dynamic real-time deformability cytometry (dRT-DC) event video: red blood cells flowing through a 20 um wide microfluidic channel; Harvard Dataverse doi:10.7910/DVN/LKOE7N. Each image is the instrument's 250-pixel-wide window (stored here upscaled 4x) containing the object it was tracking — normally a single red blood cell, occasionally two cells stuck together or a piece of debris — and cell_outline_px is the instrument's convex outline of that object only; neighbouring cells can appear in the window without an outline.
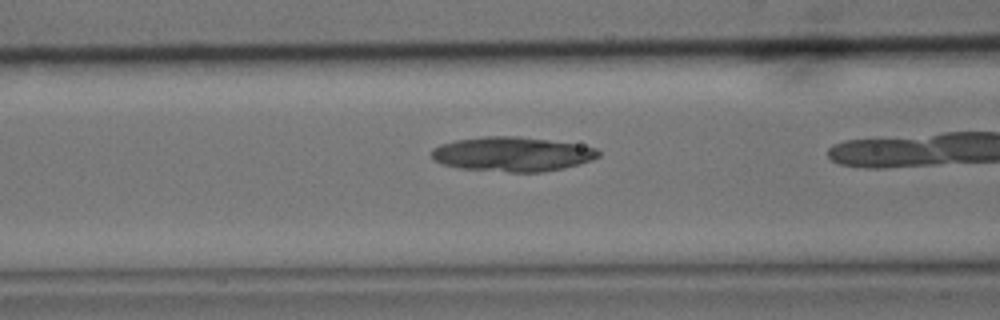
{"species": "common noctule bat (a hibernating species)", "species_latin": "Nyctalus noctula", "temperature_condition": "cold", "stored_images_in_passage": 39, "camera_frame_rate_fps": 3000, "um_per_image_px": 0.085, "animal": {"sex": "male", "body_mass_g": 15.6}, "frame": {"image": 1, "passage_image": 18, "time_ms": 5.667, "image_size_px": [1000, 320], "cell_outline_px": [[600, 156], [592, 160], [580, 164], [564, 168], [540, 172], [508, 172], [460, 168], [440, 164], [432, 160], [432, 148], [440, 144], [456, 140], [484, 136], [520, 136], [576, 144], [596, 148], [600, 152]], "centroid_in_image_um": [43.52, 13.1], "position_along_channel_um": 123.1, "area_um2": 33.7}}
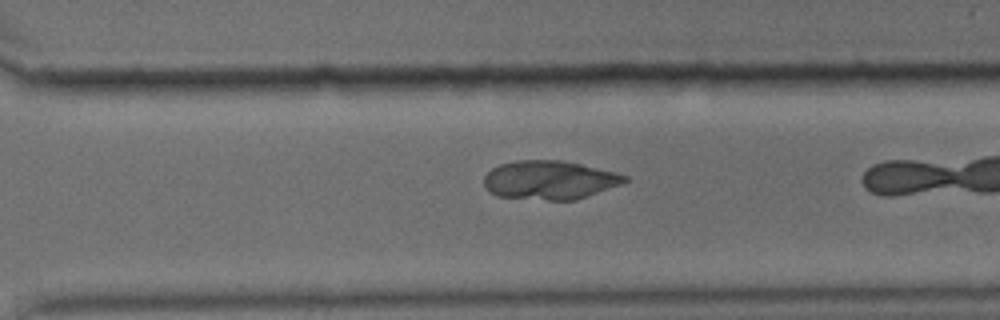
{"frame": {"image": 2, "passage_image": 35, "time_ms": 11.333, "image_size_px": [1000, 320], "cell_outline_px": [[628, 180], [620, 184], [576, 200], [548, 200], [496, 196], [488, 192], [484, 184], [484, 176], [492, 168], [500, 164], [516, 160], [564, 160], [616, 172], [628, 176]], "centroid_in_image_um": [46.69, 15.3], "position_along_channel_um": 323.9, "area_um2": 31.85}}
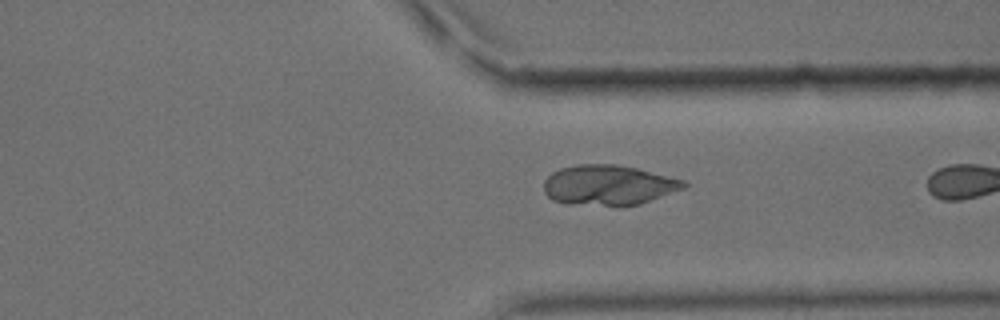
{"frame": {"image": 3, "passage_image": 38, "time_ms": 12.333, "image_size_px": [1000, 320], "cell_outline_px": [[688, 184], [684, 188], [640, 204], [568, 204], [552, 200], [544, 192], [544, 180], [552, 172], [560, 168], [576, 164], [616, 164], [636, 168], [684, 180]], "centroid_in_image_um": [51.69, 15.71], "position_along_channel_um": 359.7, "area_um2": 32.31}}